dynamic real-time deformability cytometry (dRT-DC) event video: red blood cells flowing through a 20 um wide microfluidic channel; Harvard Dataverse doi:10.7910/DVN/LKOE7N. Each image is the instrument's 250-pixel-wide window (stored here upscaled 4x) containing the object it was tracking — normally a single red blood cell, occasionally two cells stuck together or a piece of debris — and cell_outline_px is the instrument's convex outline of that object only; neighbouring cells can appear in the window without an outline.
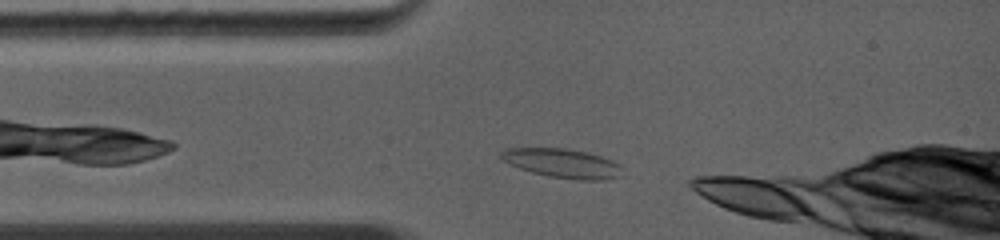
{"species": "common noctule bat (a hibernating species)", "species_latin": "Nyctalus noctula", "temperature_condition": "warm", "stored_images_in_passage": 4, "camera_frame_rate_fps": 5000, "um_per_image_px": 0.085, "animal": {"sex": "female", "body_mass_g": 19.0, "forearm_length_mm": 56.7}, "frame": {"image": 1, "passage_image": 1, "time_ms": 0.0, "image_size_px": [1000, 240], "cell_outline_px": [[624, 176], [604, 180], [580, 180], [548, 176], [532, 172], [508, 164], [500, 160], [500, 152], [504, 148], [568, 148], [588, 152], [612, 160], [620, 164], [624, 168]], "centroid_in_image_um": [47.85, 13.88], "position_along_channel_um": 37.2, "area_um2": 21.04}}
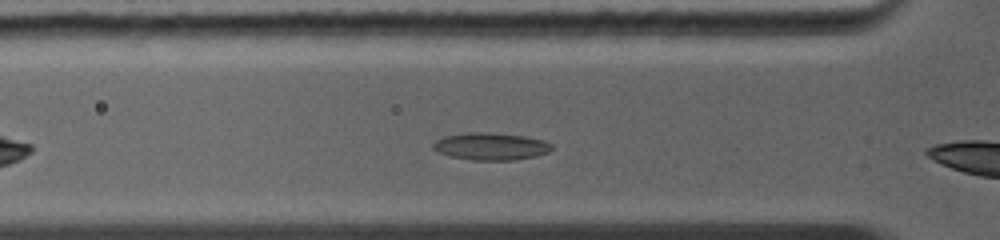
{"frame": {"image": 2, "passage_image": 3, "time_ms": 1.2, "image_size_px": [1000, 240], "cell_outline_px": [[552, 148], [548, 152], [536, 156], [512, 160], [472, 160], [452, 156], [440, 152], [432, 148], [432, 144], [436, 140], [444, 136], [468, 132], [488, 132], [524, 136], [544, 140], [552, 144]], "centroid_in_image_um": [41.73, 12.43], "position_along_channel_um": 84.1, "area_um2": 18.79}}